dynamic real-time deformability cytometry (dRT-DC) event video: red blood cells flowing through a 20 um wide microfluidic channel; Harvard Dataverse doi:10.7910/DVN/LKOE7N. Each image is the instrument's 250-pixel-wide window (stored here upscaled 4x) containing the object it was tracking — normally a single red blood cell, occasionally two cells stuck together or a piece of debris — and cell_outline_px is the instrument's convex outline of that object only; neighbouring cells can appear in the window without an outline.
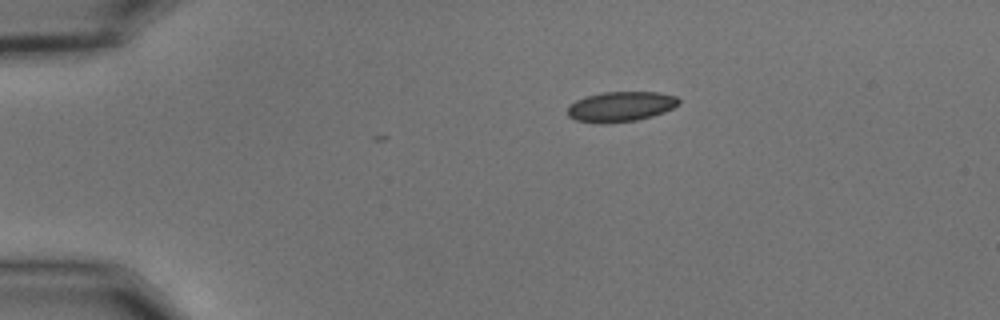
{"species": "common noctule bat (a hibernating species)", "species_latin": "Nyctalus noctula", "temperature_condition": "cold", "stored_images_in_passage": 4, "camera_frame_rate_fps": 3000, "um_per_image_px": 0.085, "animal": {"sex": "male", "body_mass_g": 15.6}, "frame": {"image": 1, "passage_image": 1, "time_ms": 0.0, "image_size_px": [1000, 320], "cell_outline_px": [[680, 104], [664, 112], [652, 116], [636, 120], [604, 124], [600, 124], [576, 120], [568, 116], [568, 108], [576, 100], [588, 96], [604, 92], [660, 92], [676, 96], [680, 100]], "centroid_in_image_um": [52.79, 9.06], "position_along_channel_um": 32.2, "area_um2": 19.48}}